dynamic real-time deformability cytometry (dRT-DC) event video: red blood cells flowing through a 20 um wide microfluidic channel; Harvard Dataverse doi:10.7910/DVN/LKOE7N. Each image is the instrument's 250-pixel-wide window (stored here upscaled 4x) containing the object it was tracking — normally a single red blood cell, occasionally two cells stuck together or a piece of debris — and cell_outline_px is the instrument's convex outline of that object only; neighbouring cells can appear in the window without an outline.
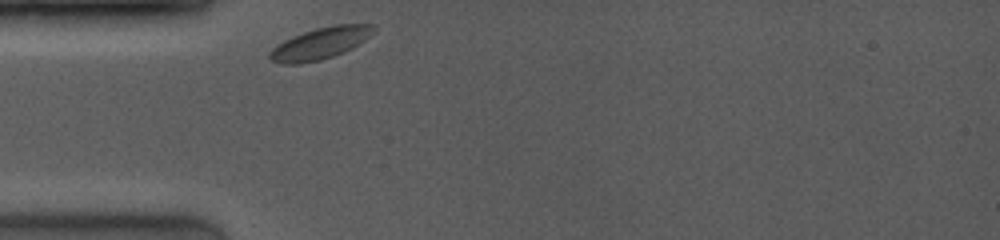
{"species": "common noctule bat (a hibernating species)", "species_latin": "Nyctalus noctula", "temperature_condition": "room temperature", "stored_images_in_passage": 3, "camera_frame_rate_fps": 4000, "um_per_image_px": 0.085, "animal": {"sex": "female", "body_mass_g": 19.0, "forearm_length_mm": 53.3}, "frame": {"image": 1, "passage_image": 1, "time_ms": 0.0, "image_size_px": [1000, 240], "cell_outline_px": [[376, 28], [364, 40], [352, 48], [344, 52], [320, 60], [300, 64], [280, 64], [268, 60], [268, 52], [272, 48], [284, 40], [292, 36], [316, 28], [336, 24], [372, 24]], "centroid_in_image_um": [27.16, 3.7], "position_along_channel_um": 57.8, "area_um2": 19.19}}